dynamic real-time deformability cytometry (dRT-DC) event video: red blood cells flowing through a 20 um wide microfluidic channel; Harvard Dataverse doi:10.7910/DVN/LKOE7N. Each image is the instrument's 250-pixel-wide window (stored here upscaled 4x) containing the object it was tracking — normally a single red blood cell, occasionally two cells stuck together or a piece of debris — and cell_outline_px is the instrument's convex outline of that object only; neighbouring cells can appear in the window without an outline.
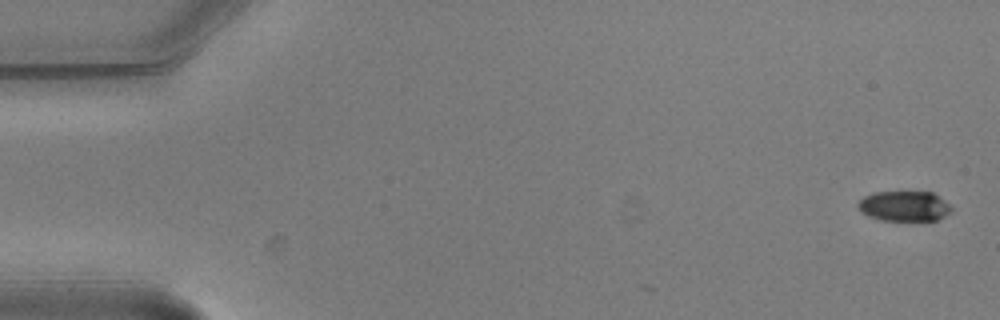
{"species": "common noctule bat (a hibernating species)", "species_latin": "Nyctalus noctula", "temperature_condition": "warm", "stored_images_in_passage": 4, "camera_frame_rate_fps": 3000, "um_per_image_px": 0.085, "animal": {"sex": "male", "body_mass_g": 20.5, "forearm_length_mm": 52.5}, "frame": {"image": 1, "passage_image": 1, "time_ms": 0.0, "image_size_px": [1000, 320], "cell_outline_px": [[952, 212], [936, 220], [880, 220], [868, 216], [860, 212], [856, 204], [864, 196], [872, 192], [932, 192], [944, 200], [952, 208]], "centroid_in_image_um": [76.83, 17.52], "position_along_channel_um": 8.2, "area_um2": 16.47}}
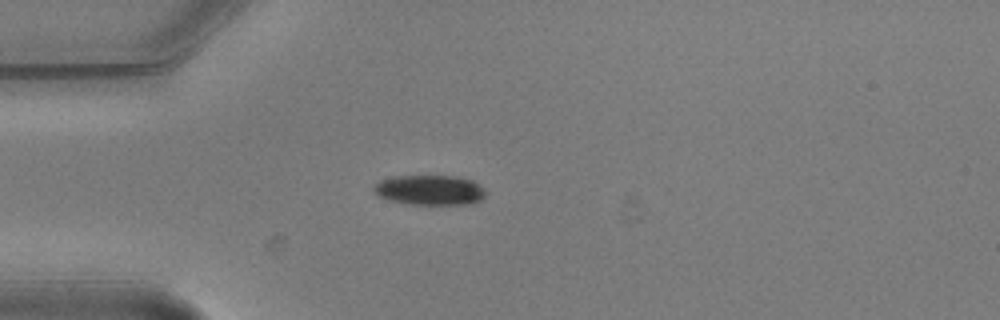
{"frame": {"image": 2, "passage_image": 4, "time_ms": 1.0, "image_size_px": [1000, 320], "cell_outline_px": [[484, 196], [480, 200], [472, 204], [408, 204], [388, 200], [376, 196], [372, 192], [372, 184], [380, 180], [396, 176], [456, 176], [472, 180], [480, 184], [484, 188]], "centroid_in_image_um": [36.47, 16.15], "position_along_channel_um": 48.5, "area_um2": 19.83}}